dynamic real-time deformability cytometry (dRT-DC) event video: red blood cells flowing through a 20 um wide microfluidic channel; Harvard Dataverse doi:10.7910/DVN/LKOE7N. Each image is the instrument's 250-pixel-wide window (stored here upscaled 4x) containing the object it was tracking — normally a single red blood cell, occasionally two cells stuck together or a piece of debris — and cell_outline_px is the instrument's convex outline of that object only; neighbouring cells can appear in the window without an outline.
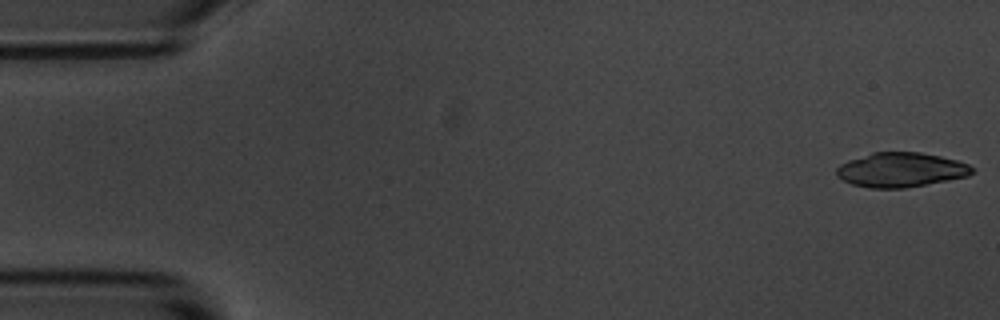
{"species": "common noctule bat (a hibernating species)", "species_latin": "Nyctalus noctula", "temperature_condition": "room temperature", "stored_images_in_passage": 4, "camera_frame_rate_fps": 3000, "um_per_image_px": 0.085, "animal": {"sex": "male", "body_mass_g": 20.1, "forearm_length_mm": 53.5}, "frame": {"image": 1, "passage_image": 1, "time_ms": 0.0, "image_size_px": [1000, 320], "cell_outline_px": [[972, 172], [968, 176], [948, 180], [904, 188], [868, 188], [852, 184], [836, 176], [836, 168], [840, 164], [848, 160], [872, 152], [920, 152], [940, 156], [956, 160], [968, 164], [972, 168]], "centroid_in_image_um": [76.53, 14.43], "position_along_channel_um": 8.5, "area_um2": 27.17}}